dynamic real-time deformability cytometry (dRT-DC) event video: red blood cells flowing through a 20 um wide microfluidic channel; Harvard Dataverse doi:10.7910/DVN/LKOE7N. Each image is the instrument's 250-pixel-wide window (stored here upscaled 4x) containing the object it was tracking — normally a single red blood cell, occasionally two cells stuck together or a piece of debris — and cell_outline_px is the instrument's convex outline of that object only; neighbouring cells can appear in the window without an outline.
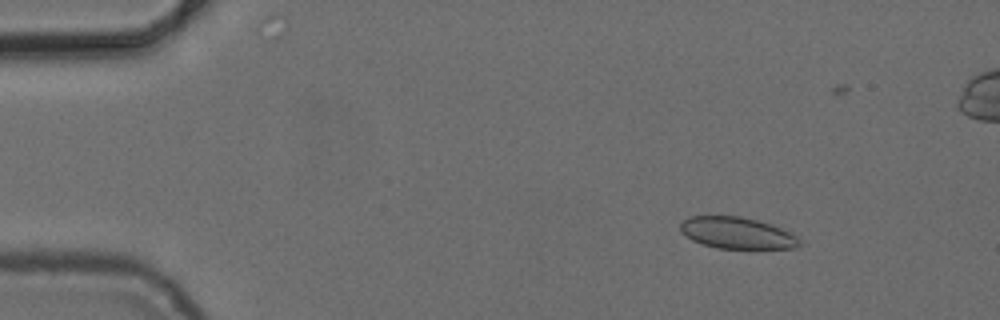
{"species": "common noctule bat (a hibernating species)", "species_latin": "Nyctalus noctula", "temperature_condition": "cold", "stored_images_in_passage": 6, "camera_frame_rate_fps": 3000, "um_per_image_px": 0.085, "animal": {"sex": "female", "body_mass_g": 24.6, "forearm_length_mm": 56.2}, "frame": {"image": 1, "passage_image": 3, "time_ms": 2.333, "image_size_px": [1000, 320], "cell_outline_px": [[800, 244], [796, 248], [716, 248], [692, 240], [680, 232], [680, 220], [688, 216], [740, 216], [772, 224], [792, 232], [800, 240]], "centroid_in_image_um": [62.62, 19.79], "position_along_channel_um": 22.4, "area_um2": 22.02}}